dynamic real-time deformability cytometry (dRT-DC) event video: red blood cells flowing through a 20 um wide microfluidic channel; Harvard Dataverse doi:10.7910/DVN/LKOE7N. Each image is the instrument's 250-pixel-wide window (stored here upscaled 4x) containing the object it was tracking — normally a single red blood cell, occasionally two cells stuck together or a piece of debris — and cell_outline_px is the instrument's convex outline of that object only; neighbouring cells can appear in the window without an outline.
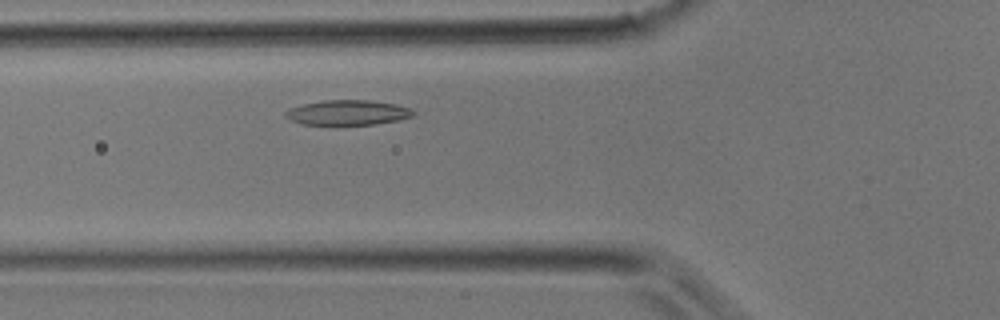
{"species": "common noctule bat (a hibernating species)", "species_latin": "Nyctalus noctula", "temperature_condition": "room temperature", "stored_images_in_passage": 29, "camera_frame_rate_fps": 3000, "um_per_image_px": 0.085, "animal": {"sex": "male", "body_mass_g": 17.9}, "frame": {"image": 1, "passage_image": 6, "time_ms": 1.667, "image_size_px": [1000, 320], "cell_outline_px": [[416, 112], [412, 116], [396, 120], [372, 124], [336, 128], [304, 124], [292, 120], [284, 116], [284, 112], [288, 108], [304, 104], [324, 100], [372, 100], [396, 104], [408, 108]], "centroid_in_image_um": [29.49, 9.61], "position_along_channel_um": 96.3, "area_um2": 19.31}}
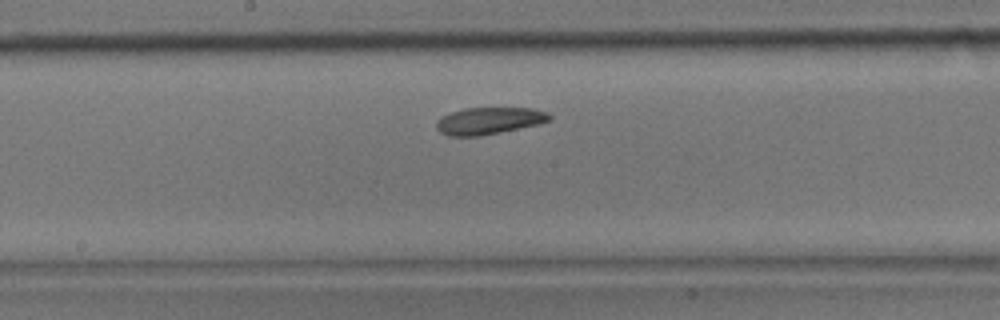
{"frame": {"image": 2, "passage_image": 12, "time_ms": 3.667, "image_size_px": [1000, 320], "cell_outline_px": [[552, 120], [536, 124], [500, 132], [480, 136], [448, 136], [440, 132], [436, 128], [436, 120], [440, 116], [464, 108], [532, 108], [548, 112], [552, 116]], "centroid_in_image_um": [41.54, 10.26], "position_along_channel_um": 206.7, "area_um2": 17.8}}
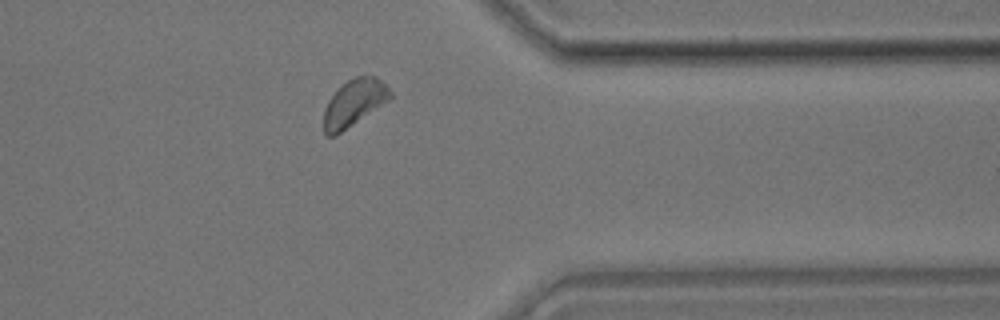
{"frame": {"image": 3, "passage_image": 22, "time_ms": 7.0, "image_size_px": [1000, 320], "cell_outline_px": [[392, 96], [388, 100], [340, 132], [332, 136], [324, 136], [324, 108], [328, 100], [348, 80], [356, 76], [376, 76], [392, 92]], "centroid_in_image_um": [30.07, 8.74], "position_along_channel_um": 381.3, "area_um2": 17.46}}